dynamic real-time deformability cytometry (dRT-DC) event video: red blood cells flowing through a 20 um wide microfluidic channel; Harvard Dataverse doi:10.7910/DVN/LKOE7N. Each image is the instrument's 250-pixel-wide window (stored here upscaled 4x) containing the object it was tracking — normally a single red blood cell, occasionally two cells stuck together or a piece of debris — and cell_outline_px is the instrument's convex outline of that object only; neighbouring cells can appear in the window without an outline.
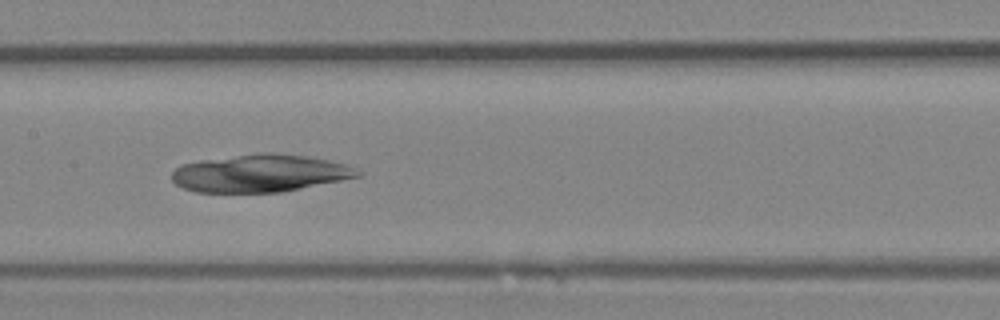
{"species": "Egyptian fruit bat (a non-hibernating species)", "species_latin": "Rousettus aegyptiacus", "temperature_condition": "room temperature", "stored_images_in_passage": 26, "camera_frame_rate_fps": 3000, "um_per_image_px": 0.085, "animal": {"sex": "female"}, "frame": {"image": 1, "passage_image": 12, "time_ms": 3.667, "image_size_px": [1000, 320], "cell_outline_px": [[364, 172], [360, 176], [280, 192], [196, 192], [184, 188], [176, 184], [172, 180], [172, 172], [180, 164], [200, 160], [260, 152], [272, 152], [308, 156], [328, 160], [344, 164], [356, 168]], "centroid_in_image_um": [22.09, 14.71], "position_along_channel_um": 185.3, "area_um2": 40.63}}